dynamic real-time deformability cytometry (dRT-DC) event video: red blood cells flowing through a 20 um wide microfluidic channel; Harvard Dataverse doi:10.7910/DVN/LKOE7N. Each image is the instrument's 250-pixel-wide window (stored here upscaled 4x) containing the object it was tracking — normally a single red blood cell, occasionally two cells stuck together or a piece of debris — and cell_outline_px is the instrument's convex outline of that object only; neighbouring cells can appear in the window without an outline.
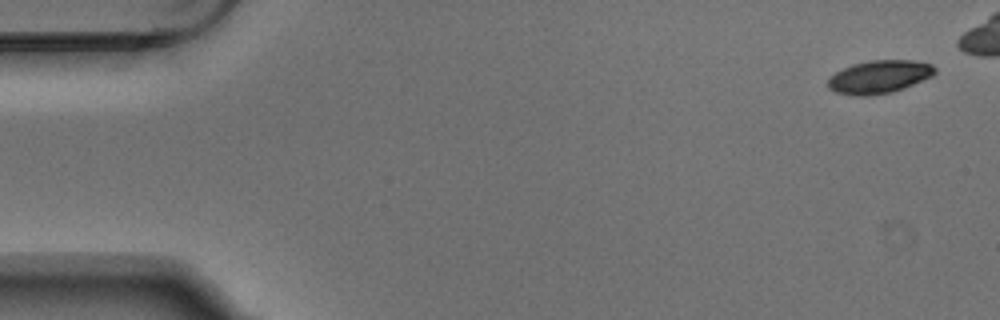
{"species": "Egyptian fruit bat (a non-hibernating species)", "species_latin": "Rousettus aegyptiacus", "temperature_condition": "warm", "stored_images_in_passage": 6, "camera_frame_rate_fps": 3000, "um_per_image_px": 0.085, "animal": {"sex": "male"}, "frame": {"image": 1, "passage_image": 1, "time_ms": 0.0, "image_size_px": [1000, 320], "cell_outline_px": [[936, 72], [932, 76], [904, 88], [892, 92], [868, 96], [856, 96], [836, 92], [828, 88], [828, 80], [836, 72], [852, 64], [868, 60], [912, 60], [932, 64], [936, 68]], "centroid_in_image_um": [74.75, 6.53], "position_along_channel_um": 10.3, "area_um2": 20.58}}